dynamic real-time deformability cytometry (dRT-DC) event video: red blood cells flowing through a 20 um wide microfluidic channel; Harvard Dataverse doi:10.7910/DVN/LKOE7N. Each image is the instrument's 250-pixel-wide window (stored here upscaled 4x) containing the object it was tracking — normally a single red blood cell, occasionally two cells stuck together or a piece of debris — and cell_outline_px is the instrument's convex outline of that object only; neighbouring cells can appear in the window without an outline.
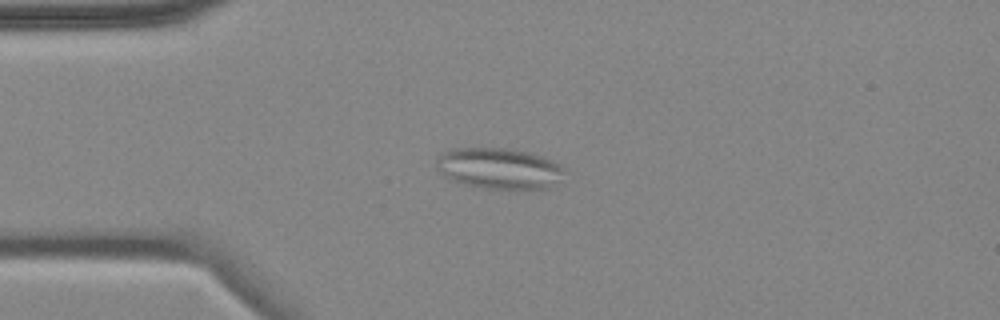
{"species": "common noctule bat (a hibernating species)", "species_latin": "Nyctalus noctula", "temperature_condition": "cold", "stored_images_in_passage": 5, "camera_frame_rate_fps": 3000, "um_per_image_px": 0.085, "animal": {"sex": "female", "body_mass_g": 18.4}, "frame": {"image": 1, "passage_image": 3, "time_ms": 2.333, "image_size_px": [1000, 320], "cell_outline_px": [[564, 168], [556, 180], [548, 188], [484, 188], [464, 184], [452, 180], [444, 176], [436, 168], [436, 164], [440, 156], [448, 148], [508, 148], [528, 152], [544, 156], [560, 164]], "centroid_in_image_um": [42.37, 14.29], "position_along_channel_um": 42.6, "area_um2": 30.17}}